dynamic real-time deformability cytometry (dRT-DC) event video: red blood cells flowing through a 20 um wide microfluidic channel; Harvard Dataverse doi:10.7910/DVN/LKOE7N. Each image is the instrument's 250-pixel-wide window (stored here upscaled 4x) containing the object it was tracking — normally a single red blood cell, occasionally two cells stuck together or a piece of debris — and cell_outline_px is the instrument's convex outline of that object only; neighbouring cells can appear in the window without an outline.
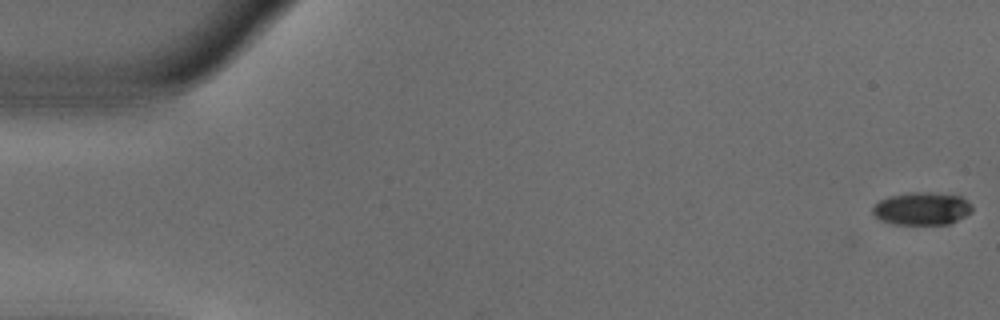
{"species": "common noctule bat (a hibernating species)", "species_latin": "Nyctalus noctula", "temperature_condition": "warm", "stored_images_in_passage": 15, "camera_frame_rate_fps": 3000, "um_per_image_px": 0.085, "animal": {"sex": "male", "body_mass_g": 18.8}, "frame": {"image": 1, "passage_image": 1, "time_ms": 0.0, "image_size_px": [1000, 320], "cell_outline_px": [[972, 212], [948, 224], [892, 224], [880, 220], [872, 212], [872, 208], [880, 200], [888, 196], [908, 192], [932, 192], [960, 196], [968, 200], [972, 204]], "centroid_in_image_um": [78.36, 17.72], "position_along_channel_um": 6.6, "area_um2": 19.07}}
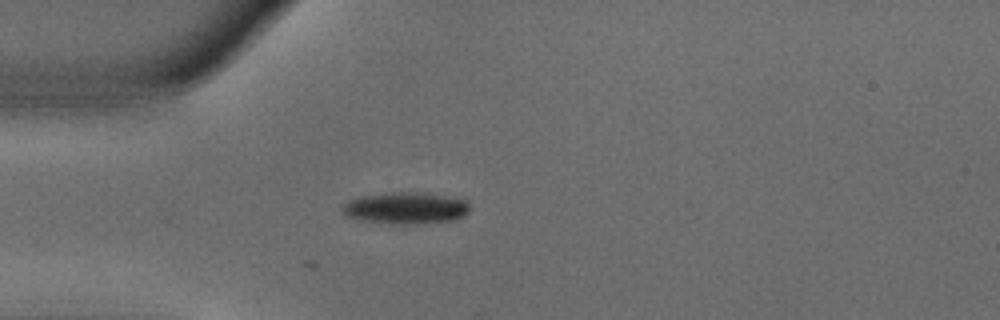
{"frame": {"image": 2, "passage_image": 15, "time_ms": 4.667, "image_size_px": [1000, 320], "cell_outline_px": [[468, 212], [464, 216], [456, 220], [416, 224], [392, 224], [360, 220], [348, 216], [340, 208], [348, 200], [360, 196], [392, 192], [416, 192], [444, 196], [468, 200]], "centroid_in_image_um": [34.48, 17.69], "position_along_channel_um": 50.5, "area_um2": 23.58}}